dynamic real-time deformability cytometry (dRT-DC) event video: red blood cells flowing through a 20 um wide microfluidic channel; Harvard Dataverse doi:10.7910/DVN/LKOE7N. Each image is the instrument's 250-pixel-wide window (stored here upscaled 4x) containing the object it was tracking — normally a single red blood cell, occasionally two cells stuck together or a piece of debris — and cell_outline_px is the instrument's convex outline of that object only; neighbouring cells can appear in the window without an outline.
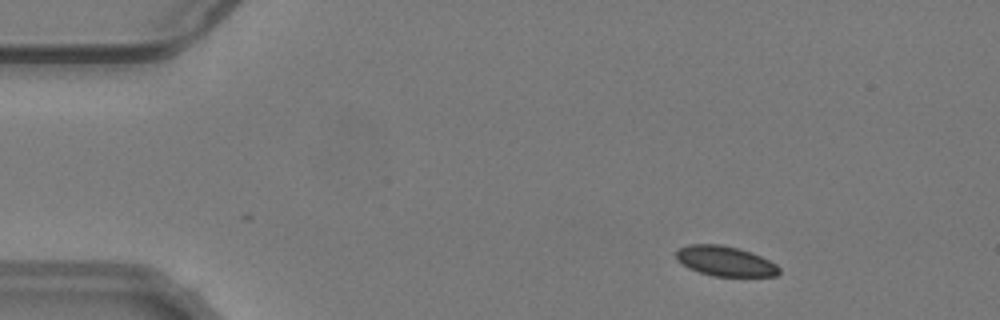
{"species": "common noctule bat (a hibernating species)", "species_latin": "Nyctalus noctula", "temperature_condition": "warm", "stored_images_in_passage": 40, "camera_frame_rate_fps": 3000, "um_per_image_px": 0.085, "animal": {"sex": "male", "body_mass_g": 19.2, "forearm_length_mm": 51.8}, "frame": {"image": 1, "passage_image": 5, "time_ms": 1.333, "image_size_px": [1000, 320], "cell_outline_px": [[780, 272], [776, 276], [712, 276], [688, 268], [676, 260], [676, 252], [680, 248], [688, 244], [720, 244], [740, 248], [760, 256], [776, 264], [780, 268]], "centroid_in_image_um": [61.62, 22.19], "position_along_channel_um": 23.4, "area_um2": 18.03}}
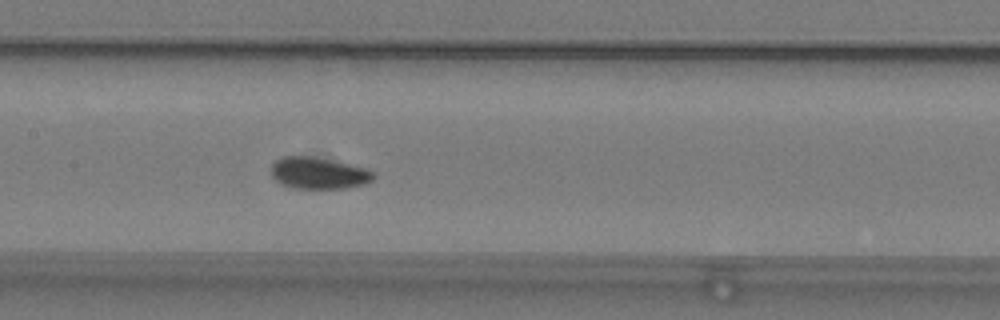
{"frame": {"image": 2, "passage_image": 24, "time_ms": 7.667, "image_size_px": [1000, 320], "cell_outline_px": [[376, 176], [372, 180], [364, 184], [344, 188], [292, 188], [280, 184], [272, 176], [272, 164], [276, 160], [284, 156], [312, 156], [348, 164], [364, 168], [372, 172]], "centroid_in_image_um": [27.05, 14.72], "position_along_channel_um": 180.4, "area_um2": 18.67}}
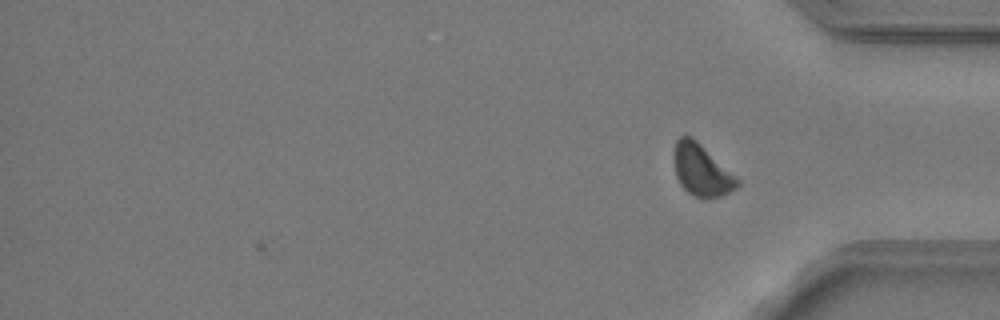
{"frame": {"image": 3, "passage_image": 40, "time_ms": 13.0, "image_size_px": [1000, 320], "cell_outline_px": [[740, 184], [736, 188], [720, 196], [704, 200], [700, 200], [692, 196], [680, 184], [676, 176], [672, 156], [676, 140], [680, 136], [692, 136], [736, 176], [740, 180]], "centroid_in_image_um": [59.6, 14.48], "position_along_channel_um": 375.6, "area_um2": 19.36}, "authors_computed_cell_mechanics": {"area_um2": 19.2474, "velocity_mm_per_s": 3.7491, "shape_relaxation_time_tau1_ms": 2.9078, "shape_relaxation_time_tau2_ms": null, "deformation_change_tau1": 0.0712, "deformation_change_tau2": null}}